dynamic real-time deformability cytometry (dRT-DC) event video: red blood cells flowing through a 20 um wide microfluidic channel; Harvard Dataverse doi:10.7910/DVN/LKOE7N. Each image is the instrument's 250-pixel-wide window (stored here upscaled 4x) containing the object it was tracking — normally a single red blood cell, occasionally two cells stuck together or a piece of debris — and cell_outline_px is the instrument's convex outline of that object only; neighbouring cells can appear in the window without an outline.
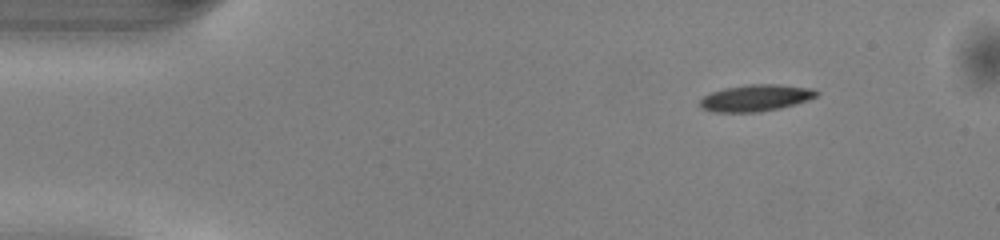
{"species": "common noctule bat (a hibernating species)", "species_latin": "Nyctalus noctula", "temperature_condition": "warm", "stored_images_in_passage": 45, "camera_frame_rate_fps": 3000, "um_per_image_px": 0.085, "animal": {"sex": "male", "body_mass_g": 13.0, "forearm_length_mm": 53.1}, "frame": {"image": 1, "passage_image": 1, "time_ms": 0.0, "image_size_px": [1000, 240], "cell_outline_px": [[820, 92], [816, 96], [808, 100], [796, 104], [780, 108], [756, 112], [716, 112], [704, 108], [700, 104], [700, 100], [704, 96], [712, 92], [724, 88], [748, 84], [780, 84], [812, 88]], "centroid_in_image_um": [64.28, 8.31], "position_along_channel_um": 20.7, "area_um2": 18.03}}
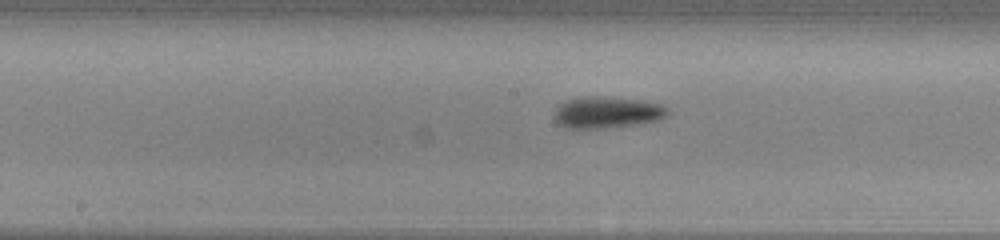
{"frame": {"image": 2, "passage_image": 20, "time_ms": 6.333, "image_size_px": [1000, 240], "cell_outline_px": [[668, 112], [664, 116], [656, 120], [636, 124], [600, 128], [564, 128], [556, 124], [556, 108], [560, 104], [568, 100], [592, 96], [596, 96], [644, 100], [660, 104], [668, 108]], "centroid_in_image_um": [51.58, 9.55], "position_along_channel_um": 196.6, "area_um2": 20.46}}
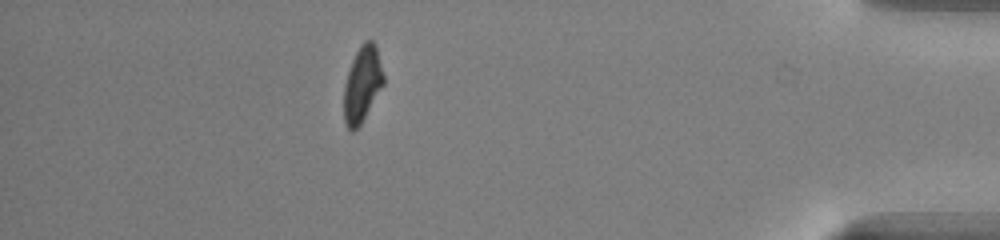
{"frame": {"image": 3, "passage_image": 39, "time_ms": 12.667, "image_size_px": [1000, 240], "cell_outline_px": [[384, 84], [360, 124], [352, 132], [348, 128], [344, 120], [344, 84], [352, 60], [360, 44], [364, 40], [372, 40], [376, 44], [384, 76]], "centroid_in_image_um": [30.8, 7.11], "position_along_channel_um": 404.4, "area_um2": 17.4}, "authors_computed_cell_mechanics": {"area_um2": 18.785, "velocity_mm_per_s": 4.0918, "shape_relaxation_time_tau1_ms": 2.2136, "shape_relaxation_time_tau2_ms": null, "deformation_change_tau1": 0.1214, "deformation_change_tau2": null}}